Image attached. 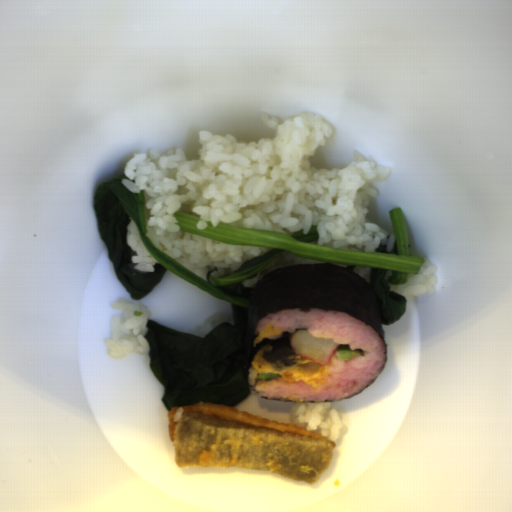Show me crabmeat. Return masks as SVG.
Returning <instances> with one entry per match:
<instances>
[{
  "label": "crabmeat",
  "mask_w": 512,
  "mask_h": 512,
  "mask_svg": "<svg viewBox=\"0 0 512 512\" xmlns=\"http://www.w3.org/2000/svg\"><path fill=\"white\" fill-rule=\"evenodd\" d=\"M331 338H316L309 330H297L290 340V348L300 358H305L323 366L328 365L334 353L338 349Z\"/></svg>",
  "instance_id": "f7934b28"
}]
</instances>
